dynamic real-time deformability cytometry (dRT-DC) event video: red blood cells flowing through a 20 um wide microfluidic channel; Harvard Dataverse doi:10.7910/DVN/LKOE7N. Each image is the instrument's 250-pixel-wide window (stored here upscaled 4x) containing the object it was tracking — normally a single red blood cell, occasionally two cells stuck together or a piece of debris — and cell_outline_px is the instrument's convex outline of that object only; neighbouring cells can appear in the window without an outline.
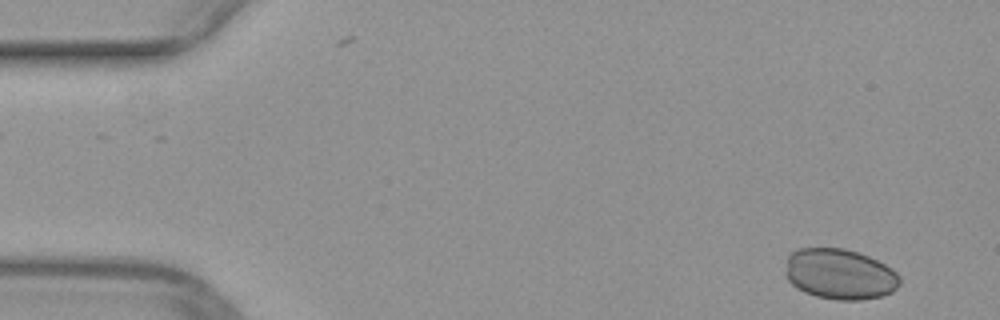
{"species": "common noctule bat (a hibernating species)", "species_latin": "Nyctalus noctula", "temperature_condition": "warm", "stored_images_in_passage": 49, "camera_frame_rate_fps": 3000, "um_per_image_px": 0.085, "animal": {"sex": "female", "body_mass_g": 29.2, "forearm_length_mm": 56.3}, "frame": {"image": 1, "passage_image": 2, "time_ms": 0.333, "image_size_px": [1000, 320], "cell_outline_px": [[900, 284], [892, 292], [880, 296], [860, 300], [836, 300], [816, 296], [804, 292], [796, 288], [784, 276], [784, 272], [788, 256], [796, 248], [844, 248], [860, 252], [892, 268], [900, 276]], "centroid_in_image_um": [71.36, 23.29], "position_along_channel_um": 13.6, "area_um2": 34.04}}